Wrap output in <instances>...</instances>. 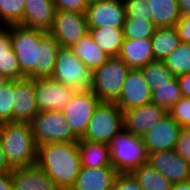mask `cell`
Here are the masks:
<instances>
[{"label":"cell","instance_id":"6da1fadb","mask_svg":"<svg viewBox=\"0 0 190 190\" xmlns=\"http://www.w3.org/2000/svg\"><path fill=\"white\" fill-rule=\"evenodd\" d=\"M21 72L30 79L51 78L60 48L51 34L20 25L7 26Z\"/></svg>","mask_w":190,"mask_h":190},{"label":"cell","instance_id":"7a4b0ae2","mask_svg":"<svg viewBox=\"0 0 190 190\" xmlns=\"http://www.w3.org/2000/svg\"><path fill=\"white\" fill-rule=\"evenodd\" d=\"M36 164L61 189L69 190L81 167L78 142L46 143L37 146Z\"/></svg>","mask_w":190,"mask_h":190},{"label":"cell","instance_id":"3957f363","mask_svg":"<svg viewBox=\"0 0 190 190\" xmlns=\"http://www.w3.org/2000/svg\"><path fill=\"white\" fill-rule=\"evenodd\" d=\"M0 140L11 170L36 164L37 145L34 142L30 124L1 123Z\"/></svg>","mask_w":190,"mask_h":190},{"label":"cell","instance_id":"277c9868","mask_svg":"<svg viewBox=\"0 0 190 190\" xmlns=\"http://www.w3.org/2000/svg\"><path fill=\"white\" fill-rule=\"evenodd\" d=\"M109 146L111 166L118 173H130L135 168L147 163L148 153L142 137L122 129L111 140Z\"/></svg>","mask_w":190,"mask_h":190},{"label":"cell","instance_id":"5b68a950","mask_svg":"<svg viewBox=\"0 0 190 190\" xmlns=\"http://www.w3.org/2000/svg\"><path fill=\"white\" fill-rule=\"evenodd\" d=\"M130 68L119 58L110 57L101 67L92 72L90 90L100 102L115 103Z\"/></svg>","mask_w":190,"mask_h":190},{"label":"cell","instance_id":"8992f818","mask_svg":"<svg viewBox=\"0 0 190 190\" xmlns=\"http://www.w3.org/2000/svg\"><path fill=\"white\" fill-rule=\"evenodd\" d=\"M123 129V111L113 102H99L80 138L92 142L110 144Z\"/></svg>","mask_w":190,"mask_h":190},{"label":"cell","instance_id":"52a82bcc","mask_svg":"<svg viewBox=\"0 0 190 190\" xmlns=\"http://www.w3.org/2000/svg\"><path fill=\"white\" fill-rule=\"evenodd\" d=\"M30 128L37 146L79 140L67 123L63 111H40L30 123Z\"/></svg>","mask_w":190,"mask_h":190},{"label":"cell","instance_id":"ba28073f","mask_svg":"<svg viewBox=\"0 0 190 190\" xmlns=\"http://www.w3.org/2000/svg\"><path fill=\"white\" fill-rule=\"evenodd\" d=\"M51 78L77 91L89 90L91 88L92 72L70 48L60 47Z\"/></svg>","mask_w":190,"mask_h":190},{"label":"cell","instance_id":"9c48e42d","mask_svg":"<svg viewBox=\"0 0 190 190\" xmlns=\"http://www.w3.org/2000/svg\"><path fill=\"white\" fill-rule=\"evenodd\" d=\"M89 31L86 14L56 10L48 33L60 47L70 48Z\"/></svg>","mask_w":190,"mask_h":190},{"label":"cell","instance_id":"30bf717a","mask_svg":"<svg viewBox=\"0 0 190 190\" xmlns=\"http://www.w3.org/2000/svg\"><path fill=\"white\" fill-rule=\"evenodd\" d=\"M99 98L89 90H79L63 108V114L73 133L80 139L87 128Z\"/></svg>","mask_w":190,"mask_h":190},{"label":"cell","instance_id":"8fae6325","mask_svg":"<svg viewBox=\"0 0 190 190\" xmlns=\"http://www.w3.org/2000/svg\"><path fill=\"white\" fill-rule=\"evenodd\" d=\"M38 111H62L76 93V89L59 83L53 78L34 79Z\"/></svg>","mask_w":190,"mask_h":190},{"label":"cell","instance_id":"7c38bea8","mask_svg":"<svg viewBox=\"0 0 190 190\" xmlns=\"http://www.w3.org/2000/svg\"><path fill=\"white\" fill-rule=\"evenodd\" d=\"M88 28H123L126 13L123 0H101L87 7Z\"/></svg>","mask_w":190,"mask_h":190},{"label":"cell","instance_id":"4fadbf2b","mask_svg":"<svg viewBox=\"0 0 190 190\" xmlns=\"http://www.w3.org/2000/svg\"><path fill=\"white\" fill-rule=\"evenodd\" d=\"M151 95L152 91L141 69H130L115 103L122 111H126L150 103Z\"/></svg>","mask_w":190,"mask_h":190},{"label":"cell","instance_id":"5bb4252c","mask_svg":"<svg viewBox=\"0 0 190 190\" xmlns=\"http://www.w3.org/2000/svg\"><path fill=\"white\" fill-rule=\"evenodd\" d=\"M147 163L173 184L190 180V163L175 150L149 153Z\"/></svg>","mask_w":190,"mask_h":190},{"label":"cell","instance_id":"9a60e30c","mask_svg":"<svg viewBox=\"0 0 190 190\" xmlns=\"http://www.w3.org/2000/svg\"><path fill=\"white\" fill-rule=\"evenodd\" d=\"M182 126L168 113L142 136L147 153L174 150Z\"/></svg>","mask_w":190,"mask_h":190},{"label":"cell","instance_id":"2e32d148","mask_svg":"<svg viewBox=\"0 0 190 190\" xmlns=\"http://www.w3.org/2000/svg\"><path fill=\"white\" fill-rule=\"evenodd\" d=\"M38 113L34 79L13 80V122L30 124Z\"/></svg>","mask_w":190,"mask_h":190},{"label":"cell","instance_id":"e0dca14e","mask_svg":"<svg viewBox=\"0 0 190 190\" xmlns=\"http://www.w3.org/2000/svg\"><path fill=\"white\" fill-rule=\"evenodd\" d=\"M166 114L165 109L152 102L123 111V129L135 136L142 137Z\"/></svg>","mask_w":190,"mask_h":190},{"label":"cell","instance_id":"ac0fdd59","mask_svg":"<svg viewBox=\"0 0 190 190\" xmlns=\"http://www.w3.org/2000/svg\"><path fill=\"white\" fill-rule=\"evenodd\" d=\"M118 174L113 166L80 167L75 183L69 190H112Z\"/></svg>","mask_w":190,"mask_h":190},{"label":"cell","instance_id":"d6986e66","mask_svg":"<svg viewBox=\"0 0 190 190\" xmlns=\"http://www.w3.org/2000/svg\"><path fill=\"white\" fill-rule=\"evenodd\" d=\"M55 11L53 0H25L23 19L18 25L48 32L52 26Z\"/></svg>","mask_w":190,"mask_h":190},{"label":"cell","instance_id":"ffe728a7","mask_svg":"<svg viewBox=\"0 0 190 190\" xmlns=\"http://www.w3.org/2000/svg\"><path fill=\"white\" fill-rule=\"evenodd\" d=\"M14 190H61L37 164L12 169Z\"/></svg>","mask_w":190,"mask_h":190},{"label":"cell","instance_id":"44dd1931","mask_svg":"<svg viewBox=\"0 0 190 190\" xmlns=\"http://www.w3.org/2000/svg\"><path fill=\"white\" fill-rule=\"evenodd\" d=\"M118 57L130 68L140 69L154 61L151 39H124Z\"/></svg>","mask_w":190,"mask_h":190},{"label":"cell","instance_id":"7402d4cb","mask_svg":"<svg viewBox=\"0 0 190 190\" xmlns=\"http://www.w3.org/2000/svg\"><path fill=\"white\" fill-rule=\"evenodd\" d=\"M70 49L91 72L101 67L110 58L93 41L89 32Z\"/></svg>","mask_w":190,"mask_h":190},{"label":"cell","instance_id":"603a6c76","mask_svg":"<svg viewBox=\"0 0 190 190\" xmlns=\"http://www.w3.org/2000/svg\"><path fill=\"white\" fill-rule=\"evenodd\" d=\"M81 167L111 166L110 146L88 140H78Z\"/></svg>","mask_w":190,"mask_h":190},{"label":"cell","instance_id":"cb8c5ba5","mask_svg":"<svg viewBox=\"0 0 190 190\" xmlns=\"http://www.w3.org/2000/svg\"><path fill=\"white\" fill-rule=\"evenodd\" d=\"M157 28L176 26L182 17L177 0H147Z\"/></svg>","mask_w":190,"mask_h":190},{"label":"cell","instance_id":"d4e9b609","mask_svg":"<svg viewBox=\"0 0 190 190\" xmlns=\"http://www.w3.org/2000/svg\"><path fill=\"white\" fill-rule=\"evenodd\" d=\"M93 41L109 57H118L123 41V28H89Z\"/></svg>","mask_w":190,"mask_h":190},{"label":"cell","instance_id":"484cf974","mask_svg":"<svg viewBox=\"0 0 190 190\" xmlns=\"http://www.w3.org/2000/svg\"><path fill=\"white\" fill-rule=\"evenodd\" d=\"M180 44L181 40L175 26L157 28L151 37L154 60L163 61Z\"/></svg>","mask_w":190,"mask_h":190},{"label":"cell","instance_id":"4316f807","mask_svg":"<svg viewBox=\"0 0 190 190\" xmlns=\"http://www.w3.org/2000/svg\"><path fill=\"white\" fill-rule=\"evenodd\" d=\"M142 190H171V183L150 164L145 163L130 172Z\"/></svg>","mask_w":190,"mask_h":190},{"label":"cell","instance_id":"83f0119b","mask_svg":"<svg viewBox=\"0 0 190 190\" xmlns=\"http://www.w3.org/2000/svg\"><path fill=\"white\" fill-rule=\"evenodd\" d=\"M181 97L180 84L174 76L170 84L156 86V89L152 91L151 102L168 111Z\"/></svg>","mask_w":190,"mask_h":190},{"label":"cell","instance_id":"f1b7e54d","mask_svg":"<svg viewBox=\"0 0 190 190\" xmlns=\"http://www.w3.org/2000/svg\"><path fill=\"white\" fill-rule=\"evenodd\" d=\"M163 61L175 77L189 73L190 44L181 43Z\"/></svg>","mask_w":190,"mask_h":190},{"label":"cell","instance_id":"f546056e","mask_svg":"<svg viewBox=\"0 0 190 190\" xmlns=\"http://www.w3.org/2000/svg\"><path fill=\"white\" fill-rule=\"evenodd\" d=\"M140 69L151 91L155 90L156 86L170 84V80L174 77L171 71L165 66L164 61H151Z\"/></svg>","mask_w":190,"mask_h":190},{"label":"cell","instance_id":"4dcf8cb0","mask_svg":"<svg viewBox=\"0 0 190 190\" xmlns=\"http://www.w3.org/2000/svg\"><path fill=\"white\" fill-rule=\"evenodd\" d=\"M24 10L25 0H0V26L18 25Z\"/></svg>","mask_w":190,"mask_h":190},{"label":"cell","instance_id":"1f68e13d","mask_svg":"<svg viewBox=\"0 0 190 190\" xmlns=\"http://www.w3.org/2000/svg\"><path fill=\"white\" fill-rule=\"evenodd\" d=\"M157 27L152 21L143 19H125L123 24L124 39H151Z\"/></svg>","mask_w":190,"mask_h":190},{"label":"cell","instance_id":"d6a6232c","mask_svg":"<svg viewBox=\"0 0 190 190\" xmlns=\"http://www.w3.org/2000/svg\"><path fill=\"white\" fill-rule=\"evenodd\" d=\"M0 73L3 74L7 80H19L26 77L21 72L18 59L13 49L9 51V54L0 56Z\"/></svg>","mask_w":190,"mask_h":190},{"label":"cell","instance_id":"836d02e7","mask_svg":"<svg viewBox=\"0 0 190 190\" xmlns=\"http://www.w3.org/2000/svg\"><path fill=\"white\" fill-rule=\"evenodd\" d=\"M5 122H13V80L0 91V124Z\"/></svg>","mask_w":190,"mask_h":190},{"label":"cell","instance_id":"e575fe53","mask_svg":"<svg viewBox=\"0 0 190 190\" xmlns=\"http://www.w3.org/2000/svg\"><path fill=\"white\" fill-rule=\"evenodd\" d=\"M126 19H143L152 21L151 8L147 0H123Z\"/></svg>","mask_w":190,"mask_h":190},{"label":"cell","instance_id":"d590c367","mask_svg":"<svg viewBox=\"0 0 190 190\" xmlns=\"http://www.w3.org/2000/svg\"><path fill=\"white\" fill-rule=\"evenodd\" d=\"M167 113L182 126V128H190V98L181 97Z\"/></svg>","mask_w":190,"mask_h":190},{"label":"cell","instance_id":"8d00e7d4","mask_svg":"<svg viewBox=\"0 0 190 190\" xmlns=\"http://www.w3.org/2000/svg\"><path fill=\"white\" fill-rule=\"evenodd\" d=\"M56 10L79 12L86 14L87 3L85 0H53Z\"/></svg>","mask_w":190,"mask_h":190},{"label":"cell","instance_id":"74e56055","mask_svg":"<svg viewBox=\"0 0 190 190\" xmlns=\"http://www.w3.org/2000/svg\"><path fill=\"white\" fill-rule=\"evenodd\" d=\"M190 163V128H182L174 149Z\"/></svg>","mask_w":190,"mask_h":190},{"label":"cell","instance_id":"f35d334b","mask_svg":"<svg viewBox=\"0 0 190 190\" xmlns=\"http://www.w3.org/2000/svg\"><path fill=\"white\" fill-rule=\"evenodd\" d=\"M112 190H142L130 173H119Z\"/></svg>","mask_w":190,"mask_h":190},{"label":"cell","instance_id":"ab89813d","mask_svg":"<svg viewBox=\"0 0 190 190\" xmlns=\"http://www.w3.org/2000/svg\"><path fill=\"white\" fill-rule=\"evenodd\" d=\"M175 27L178 31L181 43L190 44V13L182 15Z\"/></svg>","mask_w":190,"mask_h":190},{"label":"cell","instance_id":"60d3db41","mask_svg":"<svg viewBox=\"0 0 190 190\" xmlns=\"http://www.w3.org/2000/svg\"><path fill=\"white\" fill-rule=\"evenodd\" d=\"M11 49V39L7 26H0V56L3 54H9Z\"/></svg>","mask_w":190,"mask_h":190},{"label":"cell","instance_id":"b9f144b4","mask_svg":"<svg viewBox=\"0 0 190 190\" xmlns=\"http://www.w3.org/2000/svg\"><path fill=\"white\" fill-rule=\"evenodd\" d=\"M180 84V91L183 97L190 98V72L177 77Z\"/></svg>","mask_w":190,"mask_h":190},{"label":"cell","instance_id":"7bdbcfd3","mask_svg":"<svg viewBox=\"0 0 190 190\" xmlns=\"http://www.w3.org/2000/svg\"><path fill=\"white\" fill-rule=\"evenodd\" d=\"M0 190H14L12 184V171L0 172Z\"/></svg>","mask_w":190,"mask_h":190},{"label":"cell","instance_id":"ee69618b","mask_svg":"<svg viewBox=\"0 0 190 190\" xmlns=\"http://www.w3.org/2000/svg\"><path fill=\"white\" fill-rule=\"evenodd\" d=\"M2 171H12L6 161L5 154L3 151L2 142L0 140V172Z\"/></svg>","mask_w":190,"mask_h":190},{"label":"cell","instance_id":"f6af8a7d","mask_svg":"<svg viewBox=\"0 0 190 190\" xmlns=\"http://www.w3.org/2000/svg\"><path fill=\"white\" fill-rule=\"evenodd\" d=\"M182 15L190 13V0H177Z\"/></svg>","mask_w":190,"mask_h":190},{"label":"cell","instance_id":"bcb514c9","mask_svg":"<svg viewBox=\"0 0 190 190\" xmlns=\"http://www.w3.org/2000/svg\"><path fill=\"white\" fill-rule=\"evenodd\" d=\"M171 190H190V180L186 182L174 183Z\"/></svg>","mask_w":190,"mask_h":190},{"label":"cell","instance_id":"7dc6e473","mask_svg":"<svg viewBox=\"0 0 190 190\" xmlns=\"http://www.w3.org/2000/svg\"><path fill=\"white\" fill-rule=\"evenodd\" d=\"M9 80H7V78L0 73V91L2 89V87L8 82Z\"/></svg>","mask_w":190,"mask_h":190},{"label":"cell","instance_id":"c3c4849f","mask_svg":"<svg viewBox=\"0 0 190 190\" xmlns=\"http://www.w3.org/2000/svg\"><path fill=\"white\" fill-rule=\"evenodd\" d=\"M85 1H86L87 5H90V4L96 3L101 0H85Z\"/></svg>","mask_w":190,"mask_h":190}]
</instances>
